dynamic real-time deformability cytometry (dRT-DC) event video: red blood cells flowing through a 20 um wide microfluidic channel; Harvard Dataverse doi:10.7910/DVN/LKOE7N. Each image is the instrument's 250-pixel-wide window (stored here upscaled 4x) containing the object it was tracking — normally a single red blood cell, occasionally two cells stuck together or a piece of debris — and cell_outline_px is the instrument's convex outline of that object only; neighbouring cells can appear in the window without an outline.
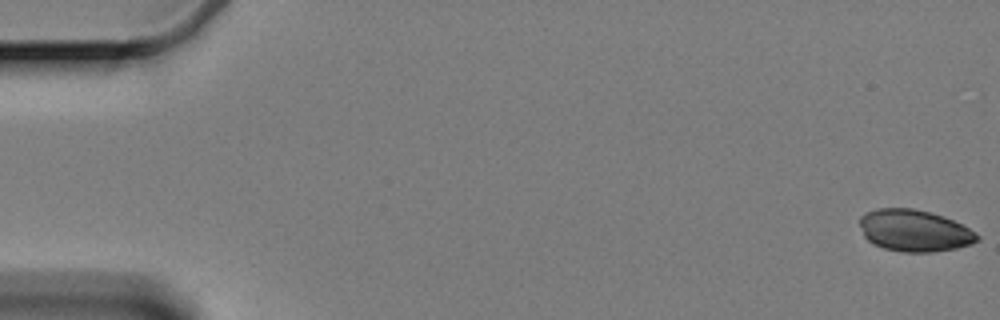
{"species": "Egyptian fruit bat (a non-hibernating species)", "species_latin": "Rousettus aegyptiacus", "temperature_condition": "cold", "stored_images_in_passage": 53, "camera_frame_rate_fps": 3000, "um_per_image_px": 0.085, "animal": {"sex": "female"}, "frame": {"image": 1, "passage_image": 1, "time_ms": 0.0, "image_size_px": [1000, 320], "cell_outline_px": [[980, 240], [972, 244], [956, 248], [932, 252], [904, 252], [884, 248], [868, 240], [864, 236], [860, 224], [860, 216], [868, 212], [880, 208], [912, 208], [944, 216], [976, 232], [980, 236]], "centroid_in_image_um": [77.75, 19.61], "position_along_channel_um": 7.2, "area_um2": 28.38}}
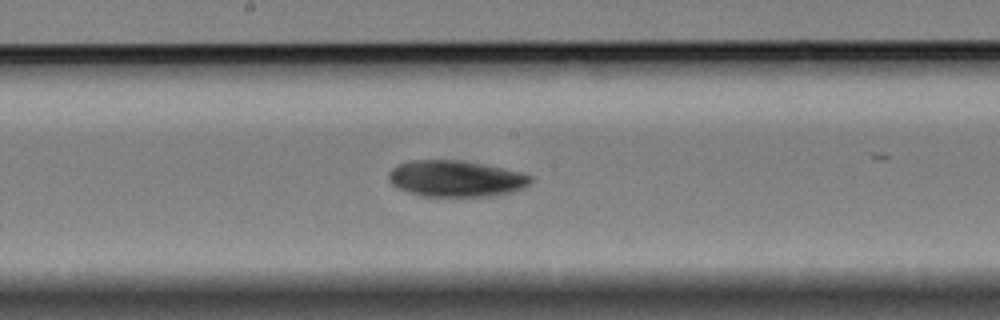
{"frame": {"image": 2, "passage_image": 32, "time_ms": 10.333, "image_size_px": [1000, 320], "cell_outline_px": [[532, 180], [524, 188], [512, 192], [492, 196], [420, 196], [408, 192], [392, 184], [388, 180], [388, 172], [392, 168], [400, 164], [412, 160], [460, 160], [484, 164], [520, 172], [532, 176]], "centroid_in_image_um": [38.75, 15.18], "position_along_channel_um": 209.5, "area_um2": 30.0}}
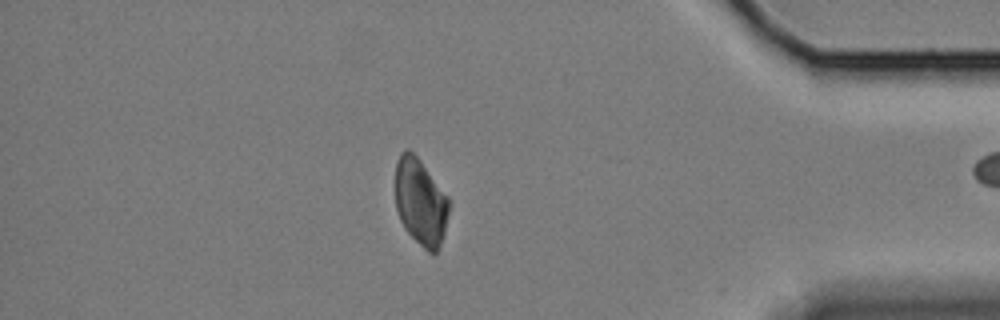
{"frame": {"image": 3, "passage_image": 52, "time_ms": 17.0, "image_size_px": [1000, 320], "cell_outline_px": [[452, 204], [444, 232], [440, 244], [436, 252], [432, 256], [404, 228], [400, 220], [396, 208], [396, 160], [400, 152], [408, 148], [420, 160], [448, 196]], "centroid_in_image_um": [35.76, 17.16], "position_along_channel_um": 399.4, "area_um2": 27.28}}